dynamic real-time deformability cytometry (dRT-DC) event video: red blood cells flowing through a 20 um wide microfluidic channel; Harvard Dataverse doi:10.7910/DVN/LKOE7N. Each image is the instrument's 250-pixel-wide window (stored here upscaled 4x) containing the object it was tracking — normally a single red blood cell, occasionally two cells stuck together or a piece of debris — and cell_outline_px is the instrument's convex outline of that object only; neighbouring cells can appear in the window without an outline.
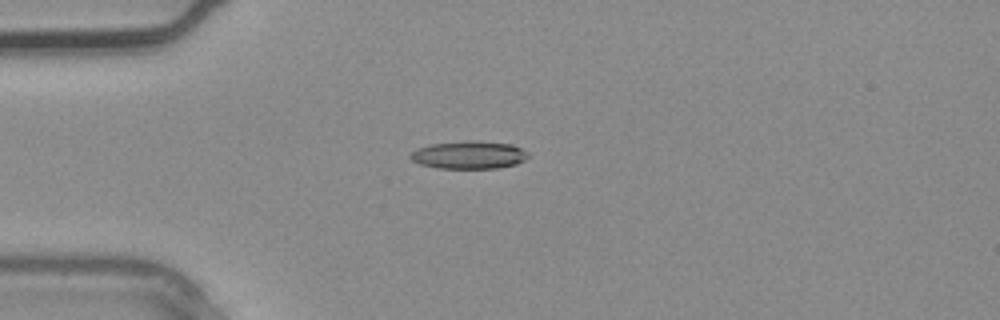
{"species": "common noctule bat (a hibernating species)", "species_latin": "Nyctalus noctula", "temperature_condition": "warm", "stored_images_in_passage": 4, "camera_frame_rate_fps": 3000, "um_per_image_px": 0.085, "animal": {"sex": "male", "body_mass_g": 20.4}, "frame": {"image": 1, "passage_image": 4, "time_ms": 1.0, "image_size_px": [1000, 320], "cell_outline_px": [[528, 156], [524, 160], [516, 164], [496, 168], [436, 168], [420, 164], [412, 160], [408, 156], [416, 148], [432, 144], [464, 140], [480, 140], [512, 144], [528, 152]], "centroid_in_image_um": [39.85, 13.15], "position_along_channel_um": 45.2, "area_um2": 19.25}}